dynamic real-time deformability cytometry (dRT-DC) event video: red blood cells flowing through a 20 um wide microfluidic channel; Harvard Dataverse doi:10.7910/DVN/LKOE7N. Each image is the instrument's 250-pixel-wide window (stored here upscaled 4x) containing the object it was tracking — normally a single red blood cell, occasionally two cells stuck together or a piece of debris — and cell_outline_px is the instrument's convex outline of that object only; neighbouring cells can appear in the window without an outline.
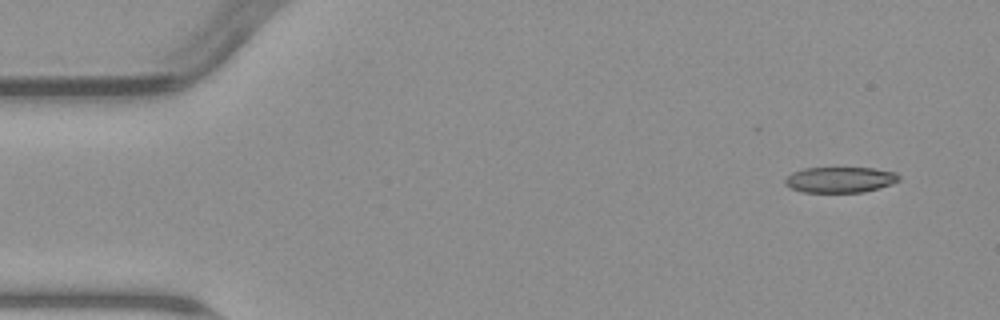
{"species": "common noctule bat (a hibernating species)", "species_latin": "Nyctalus noctula", "temperature_condition": "warm", "stored_images_in_passage": 6, "camera_frame_rate_fps": 3000, "um_per_image_px": 0.085, "animal": {"sex": "male", "body_mass_g": 23.1, "forearm_length_mm": 52.7}, "frame": {"image": 1, "passage_image": 1, "time_ms": 0.0, "image_size_px": [1000, 320], "cell_outline_px": [[900, 180], [892, 184], [880, 188], [864, 192], [804, 192], [792, 188], [784, 184], [784, 180], [792, 172], [804, 168], [872, 168], [896, 172], [900, 176]], "centroid_in_image_um": [71.43, 15.27], "position_along_channel_um": 13.6, "area_um2": 17.11}}
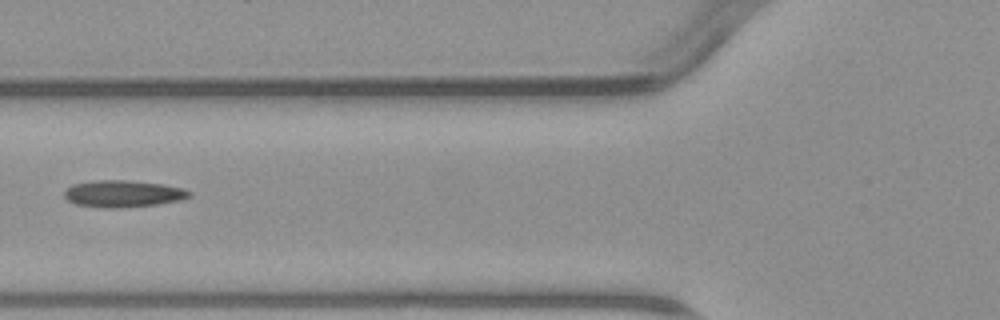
{"frame": {"image": 2, "passage_image": 5, "time_ms": 5.667, "image_size_px": [1000, 320], "cell_outline_px": [[192, 196], [180, 200], [156, 204], [120, 208], [96, 208], [76, 204], [68, 200], [64, 196], [64, 192], [72, 184], [92, 180], [132, 180], [164, 184], [184, 188], [192, 192]], "centroid_in_image_um": [10.47, 16.46], "position_along_channel_um": 115.3, "area_um2": 19.88}}
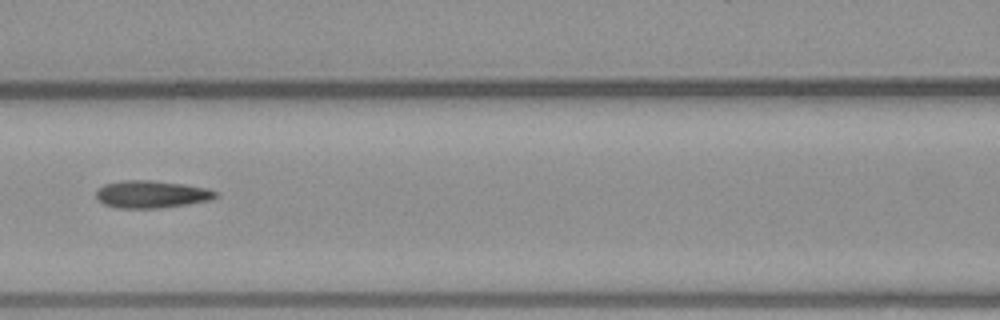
{"frame": {"image": 3, "passage_image": 6, "time_ms": 6.667, "image_size_px": [1000, 320], "cell_outline_px": [[220, 196], [208, 200], [188, 204], [160, 208], [116, 208], [104, 204], [96, 196], [96, 188], [104, 184], [120, 180], [152, 180], [208, 188], [216, 192]], "centroid_in_image_um": [12.84, 16.51], "position_along_channel_um": 153.8, "area_um2": 19.13}}